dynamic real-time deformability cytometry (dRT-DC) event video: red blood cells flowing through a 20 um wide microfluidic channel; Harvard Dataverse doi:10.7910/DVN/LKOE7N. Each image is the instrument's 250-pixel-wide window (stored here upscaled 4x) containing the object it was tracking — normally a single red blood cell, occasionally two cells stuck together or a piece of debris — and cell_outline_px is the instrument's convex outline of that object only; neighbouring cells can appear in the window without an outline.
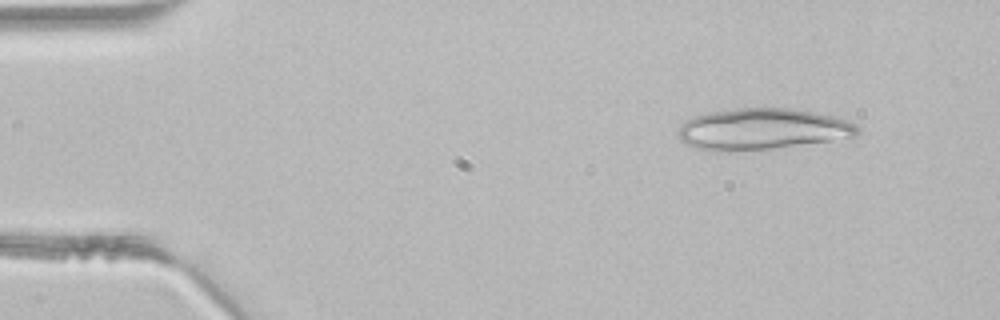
{"species": "common noctule bat (a hibernating species)", "species_latin": "Nyctalus noctula", "temperature_condition": "room temperature", "stored_images_in_passage": 3, "camera_frame_rate_fps": 3000, "um_per_image_px": 0.085, "animal": {"sex": "male", "body_mass_g": 21.5, "forearm_length_mm": 52.0}, "frame": {"image": 1, "passage_image": 1, "time_ms": 0.0, "image_size_px": [1000, 320], "cell_outline_px": [[860, 132], [856, 136], [772, 148], [728, 152], [712, 152], [692, 148], [680, 140], [676, 132], [680, 124], [692, 116], [708, 112], [736, 108], [788, 108], [812, 112], [832, 116], [856, 124], [860, 128]], "centroid_in_image_um": [64.67, 10.98], "position_along_channel_um": 20.3, "area_um2": 43.29}}